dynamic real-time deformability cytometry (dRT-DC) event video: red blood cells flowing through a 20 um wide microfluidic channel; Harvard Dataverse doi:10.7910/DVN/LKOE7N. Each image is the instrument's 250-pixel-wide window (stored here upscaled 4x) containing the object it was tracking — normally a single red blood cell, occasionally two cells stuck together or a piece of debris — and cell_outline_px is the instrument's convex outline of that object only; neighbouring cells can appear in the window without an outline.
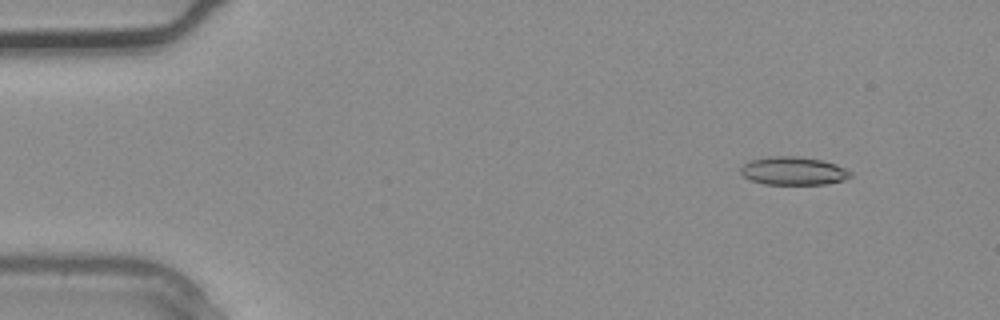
{"species": "common noctule bat (a hibernating species)", "species_latin": "Nyctalus noctula", "temperature_condition": "warm", "stored_images_in_passage": 2, "camera_frame_rate_fps": 3000, "um_per_image_px": 0.085, "animal": {"sex": "male", "body_mass_g": 20.4}, "frame": {"image": 1, "passage_image": 1, "time_ms": 0.0, "image_size_px": [1000, 320], "cell_outline_px": [[852, 176], [844, 180], [824, 184], [764, 184], [752, 180], [744, 176], [740, 172], [740, 168], [744, 164], [752, 160], [768, 156], [796, 156], [820, 160], [836, 164], [852, 172]], "centroid_in_image_um": [67.44, 14.53], "position_along_channel_um": 17.6, "area_um2": 17.92}}
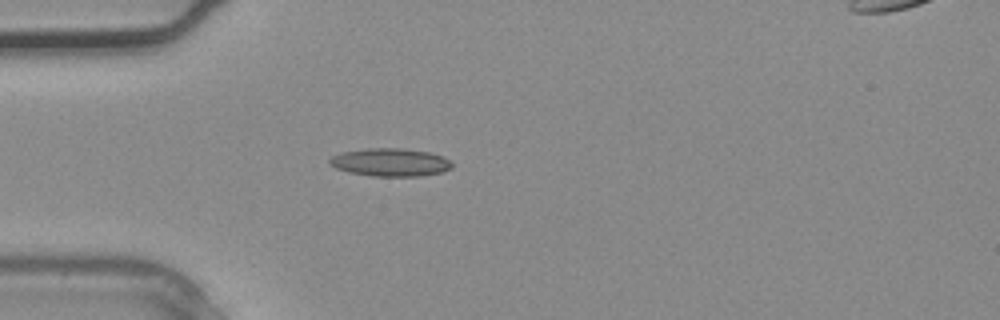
{"frame": {"image": 2, "passage_image": 2, "time_ms": 0.333, "image_size_px": [1000, 320], "cell_outline_px": [[452, 168], [444, 172], [420, 176], [372, 176], [348, 172], [336, 168], [328, 164], [328, 160], [332, 156], [344, 152], [368, 148], [400, 148], [428, 152], [444, 156], [452, 164]], "centroid_in_image_um": [33.18, 13.8], "position_along_channel_um": 51.8, "area_um2": 20.0}}